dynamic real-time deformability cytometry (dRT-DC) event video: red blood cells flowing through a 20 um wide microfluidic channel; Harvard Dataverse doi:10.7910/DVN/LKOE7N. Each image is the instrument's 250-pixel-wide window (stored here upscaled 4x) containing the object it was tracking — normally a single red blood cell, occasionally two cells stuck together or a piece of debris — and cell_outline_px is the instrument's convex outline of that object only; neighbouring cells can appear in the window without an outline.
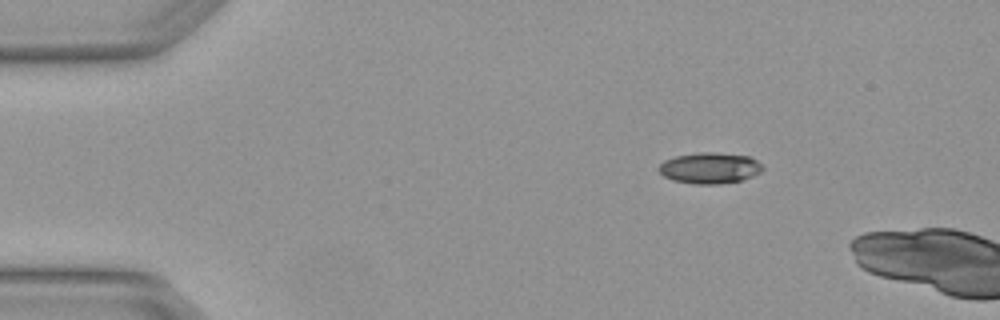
{"species": "Egyptian fruit bat (a non-hibernating species)", "species_latin": "Rousettus aegyptiacus", "temperature_condition": "warm", "stored_images_in_passage": 2, "camera_frame_rate_fps": 3000, "um_per_image_px": 0.085, "animal": {"sex": "female"}, "frame": {"image": 1, "passage_image": 1, "time_ms": 0.0, "image_size_px": [1000, 320], "cell_outline_px": [[764, 168], [760, 172], [752, 176], [740, 180], [720, 184], [696, 184], [672, 180], [664, 176], [660, 172], [660, 164], [664, 160], [676, 156], [700, 152], [712, 152], [748, 156], [756, 160]], "centroid_in_image_um": [60.32, 14.28], "position_along_channel_um": 24.7, "area_um2": 18.55}}